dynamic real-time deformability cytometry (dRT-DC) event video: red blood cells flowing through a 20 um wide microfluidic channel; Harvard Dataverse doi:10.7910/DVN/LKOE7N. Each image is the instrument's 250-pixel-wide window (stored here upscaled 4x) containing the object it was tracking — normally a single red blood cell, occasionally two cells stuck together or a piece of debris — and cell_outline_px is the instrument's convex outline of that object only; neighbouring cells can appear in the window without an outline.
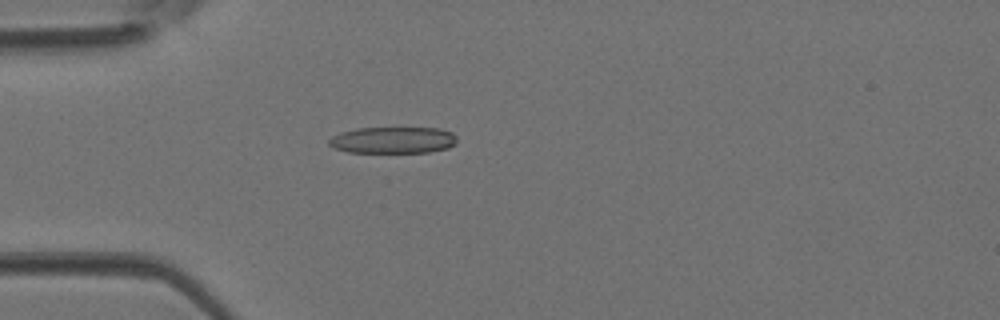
{"species": "Egyptian fruit bat (a non-hibernating species)", "species_latin": "Rousettus aegyptiacus", "temperature_condition": "room temperature", "stored_images_in_passage": 39, "camera_frame_rate_fps": 3000, "um_per_image_px": 0.085, "animal": {"sex": "female"}, "frame": {"image": 1, "passage_image": 7, "time_ms": 2.0, "image_size_px": [1000, 320], "cell_outline_px": [[456, 144], [448, 148], [428, 152], [348, 152], [332, 148], [328, 144], [328, 140], [332, 136], [340, 132], [356, 128], [440, 128], [452, 132], [456, 136]], "centroid_in_image_um": [33.39, 11.9], "position_along_channel_um": 51.6, "area_um2": 19.94}}
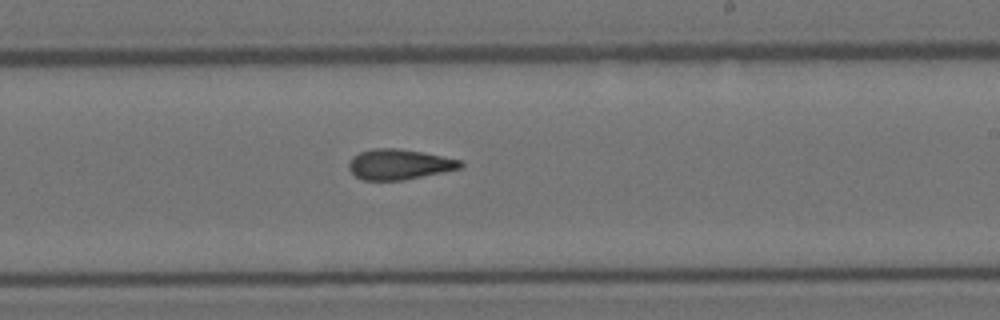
{"frame": {"image": 2, "passage_image": 21, "time_ms": 6.667, "image_size_px": [1000, 320], "cell_outline_px": [[464, 164], [460, 168], [404, 180], [364, 180], [356, 176], [348, 168], [348, 164], [352, 156], [360, 152], [372, 148], [400, 148], [424, 152], [460, 160]], "centroid_in_image_um": [33.9, 13.96], "position_along_channel_um": 255.1, "area_um2": 19.71}}
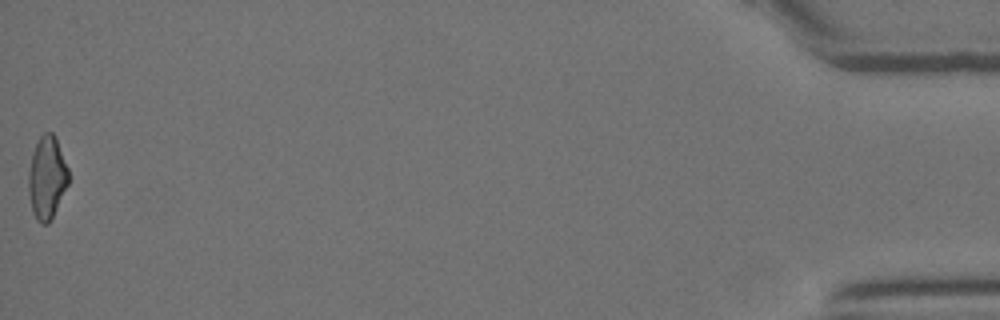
{"frame": {"image": 3, "passage_image": 39, "time_ms": 12.667, "image_size_px": [1000, 320], "cell_outline_px": [[68, 184], [48, 224], [40, 224], [36, 220], [32, 212], [28, 192], [28, 172], [32, 152], [40, 136], [44, 132], [52, 132], [56, 136], [68, 168]], "centroid_in_image_um": [3.97, 15.08], "position_along_channel_um": 431.2, "area_um2": 19.36}}